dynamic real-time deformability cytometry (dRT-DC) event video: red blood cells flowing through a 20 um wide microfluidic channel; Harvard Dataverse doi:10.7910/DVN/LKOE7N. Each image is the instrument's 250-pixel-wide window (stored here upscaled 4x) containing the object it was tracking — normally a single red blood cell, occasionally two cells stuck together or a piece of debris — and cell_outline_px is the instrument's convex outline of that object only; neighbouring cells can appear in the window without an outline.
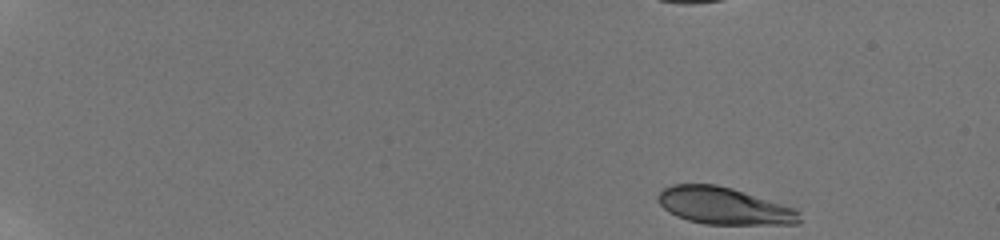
{"species": "human", "species_latin": "Homo sapiens", "temperature_condition": "room temperature", "stored_images_in_passage": 45, "camera_frame_rate_fps": 3000, "um_per_image_px": 0.085, "donor": {"sex": "male"}, "frame": {"image": 1, "passage_image": 1, "time_ms": 0.0, "image_size_px": [1000, 240], "cell_outline_px": [[800, 220], [796, 224], [704, 224], [688, 220], [676, 216], [664, 208], [660, 204], [656, 196], [664, 188], [672, 184], [716, 184], [732, 188], [796, 208], [800, 212]], "centroid_in_image_um": [61.54, 17.5], "position_along_channel_um": 23.5, "area_um2": 30.52}}